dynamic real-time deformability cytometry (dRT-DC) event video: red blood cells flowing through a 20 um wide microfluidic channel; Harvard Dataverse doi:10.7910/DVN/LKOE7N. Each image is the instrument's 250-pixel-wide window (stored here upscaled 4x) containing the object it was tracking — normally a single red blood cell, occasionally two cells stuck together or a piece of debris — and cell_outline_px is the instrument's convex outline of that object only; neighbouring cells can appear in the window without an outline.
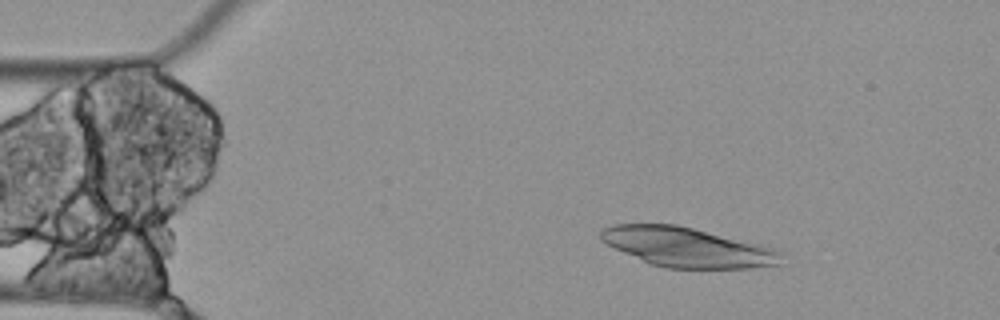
{"species": "Egyptian fruit bat (a non-hibernating species)", "species_latin": "Rousettus aegyptiacus", "temperature_condition": "cold", "stored_images_in_passage": 5, "camera_frame_rate_fps": 3000, "um_per_image_px": 0.085, "animal": {"sex": "female"}, "frame": {"image": 1, "passage_image": 3, "time_ms": 0.667, "image_size_px": [1000, 320], "cell_outline_px": [[784, 252], [780, 264], [752, 268], [664, 268], [652, 264], [624, 252], [600, 240], [600, 232], [604, 228], [612, 224], [676, 224], [760, 244], [776, 248]], "centroid_in_image_um": [58.47, 21.01], "position_along_channel_um": 26.5, "area_um2": 41.38}}